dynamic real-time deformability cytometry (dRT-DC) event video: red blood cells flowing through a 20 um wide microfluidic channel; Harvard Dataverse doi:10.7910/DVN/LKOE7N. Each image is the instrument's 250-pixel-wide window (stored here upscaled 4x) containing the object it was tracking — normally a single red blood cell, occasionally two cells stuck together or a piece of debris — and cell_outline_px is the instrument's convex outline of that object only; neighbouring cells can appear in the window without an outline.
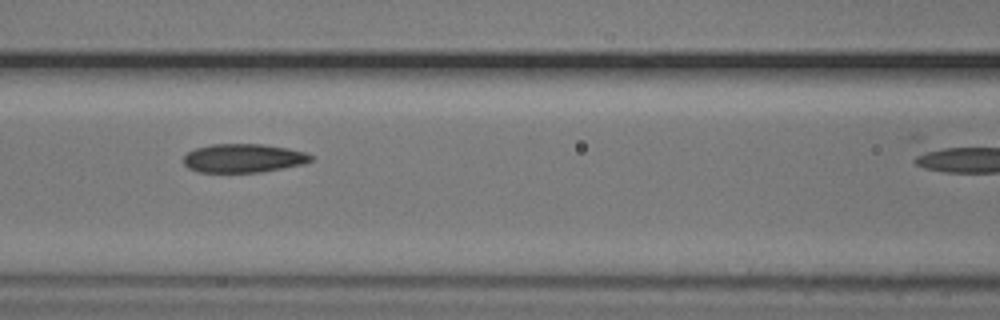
{"species": "common noctule bat (a hibernating species)", "species_latin": "Nyctalus noctula", "temperature_condition": "cold", "stored_images_in_passage": 25, "camera_frame_rate_fps": 3000, "um_per_image_px": 0.085, "animal": {"sex": "male", "body_mass_g": 20.5, "forearm_length_mm": 52.5}, "frame": {"image": 1, "passage_image": 18, "time_ms": 5.667, "image_size_px": [1000, 320], "cell_outline_px": [[312, 160], [304, 164], [260, 172], [196, 172], [188, 168], [184, 164], [184, 156], [188, 152], [196, 148], [212, 144], [264, 144], [288, 148], [304, 152], [312, 156]], "centroid_in_image_um": [20.67, 13.44], "position_along_channel_um": 145.9, "area_um2": 21.27}}